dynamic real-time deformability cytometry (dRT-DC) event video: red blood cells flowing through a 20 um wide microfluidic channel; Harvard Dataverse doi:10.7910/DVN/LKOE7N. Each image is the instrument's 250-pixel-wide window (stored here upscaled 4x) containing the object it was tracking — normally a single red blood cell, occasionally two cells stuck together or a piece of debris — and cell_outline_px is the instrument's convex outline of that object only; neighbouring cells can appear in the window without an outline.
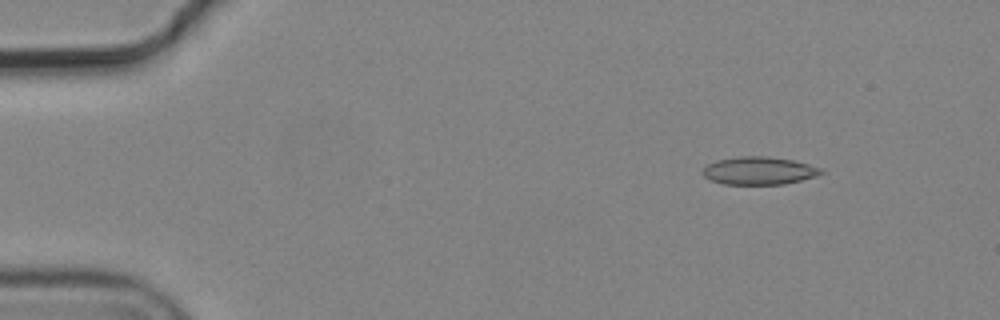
{"species": "common noctule bat (a hibernating species)", "species_latin": "Nyctalus noctula", "temperature_condition": "cold", "stored_images_in_passage": 8, "camera_frame_rate_fps": 3000, "um_per_image_px": 0.085, "animal": {"sex": "male", "body_mass_g": 19.2, "forearm_length_mm": 51.8}, "frame": {"image": 1, "passage_image": 1, "time_ms": 0.0, "image_size_px": [1000, 320], "cell_outline_px": [[824, 172], [816, 176], [784, 184], [724, 184], [708, 180], [704, 176], [704, 168], [708, 164], [720, 160], [740, 156], [768, 156], [792, 160], [808, 164], [820, 168]], "centroid_in_image_um": [64.52, 14.51], "position_along_channel_um": 20.5, "area_um2": 18.96}}
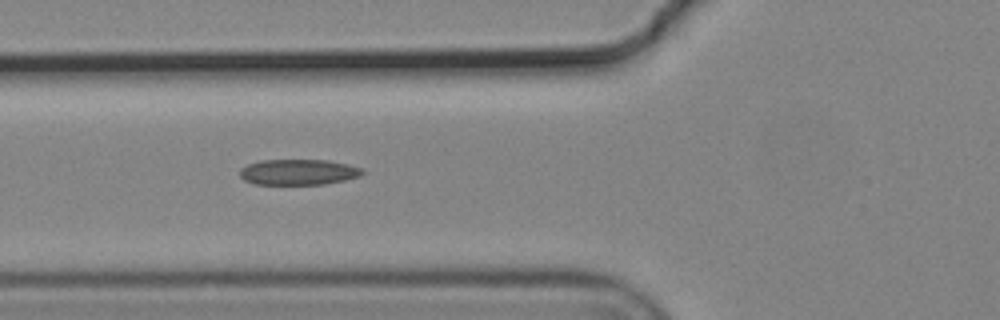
{"frame": {"image": 2, "passage_image": 5, "time_ms": 1.333, "image_size_px": [1000, 320], "cell_outline_px": [[364, 172], [360, 176], [344, 180], [324, 184], [256, 184], [244, 180], [240, 176], [240, 168], [248, 164], [260, 160], [328, 160], [348, 164], [364, 168]], "centroid_in_image_um": [25.38, 14.62], "position_along_channel_um": 100.4, "area_um2": 18.38}}
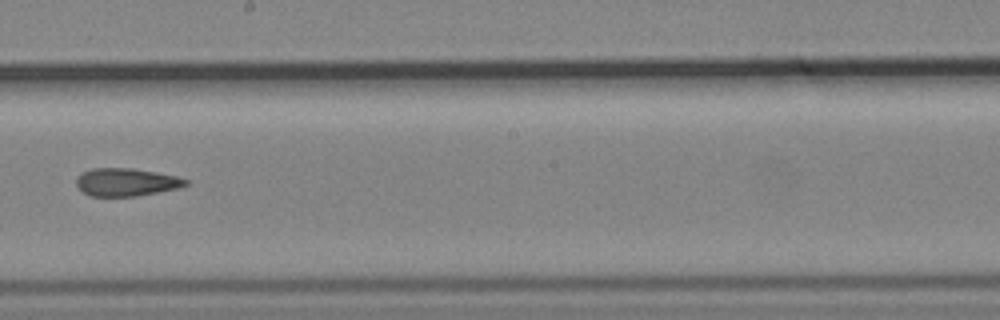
{"frame": {"image": 3, "passage_image": 8, "time_ms": 2.333, "image_size_px": [1000, 320], "cell_outline_px": [[188, 184], [180, 188], [136, 196], [88, 196], [76, 184], [76, 180], [80, 172], [92, 168], [132, 168], [156, 172], [176, 176], [188, 180]], "centroid_in_image_um": [10.72, 15.48], "position_along_channel_um": 237.5, "area_um2": 17.8}}